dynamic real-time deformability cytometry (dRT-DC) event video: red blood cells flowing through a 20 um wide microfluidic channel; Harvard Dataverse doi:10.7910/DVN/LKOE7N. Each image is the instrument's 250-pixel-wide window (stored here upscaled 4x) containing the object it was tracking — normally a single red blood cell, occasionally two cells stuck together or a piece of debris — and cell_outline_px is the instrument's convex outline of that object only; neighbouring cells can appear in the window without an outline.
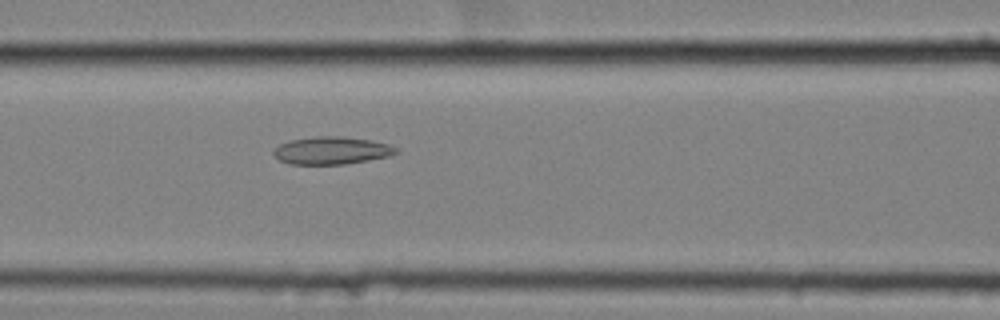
{"species": "common noctule bat (a hibernating species)", "species_latin": "Nyctalus noctula", "temperature_condition": "cold", "stored_images_in_passage": 45, "camera_frame_rate_fps": 3000, "um_per_image_px": 0.085, "animal": {"sex": "female", "body_mass_g": 25.1}, "frame": {"image": 1, "passage_image": 13, "time_ms": 4.0, "image_size_px": [1000, 320], "cell_outline_px": [[400, 152], [388, 156], [344, 164], [288, 164], [280, 160], [272, 152], [280, 144], [288, 140], [316, 136], [340, 136], [372, 140], [388, 144], [396, 148]], "centroid_in_image_um": [28.18, 12.78], "position_along_channel_um": 138.4, "area_um2": 19.59}}
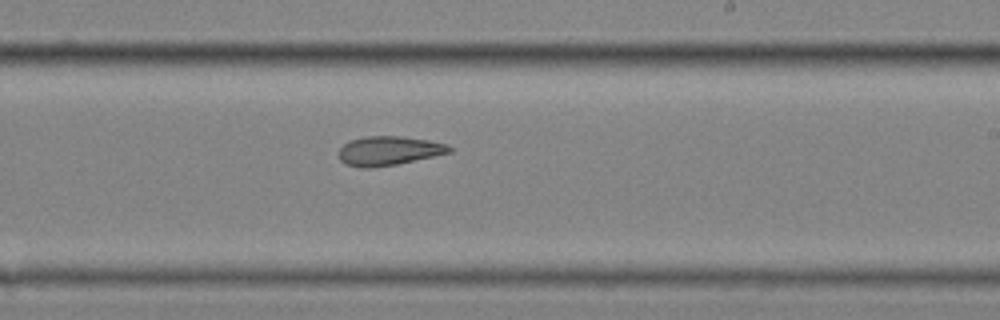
{"frame": {"image": 2, "passage_image": 23, "time_ms": 7.333, "image_size_px": [1000, 320], "cell_outline_px": [[452, 152], [396, 164], [372, 168], [360, 168], [344, 164], [340, 160], [336, 152], [348, 140], [368, 136], [400, 136], [428, 140], [448, 144], [452, 148]], "centroid_in_image_um": [32.99, 12.82], "position_along_channel_um": 256.0, "area_um2": 18.96}}
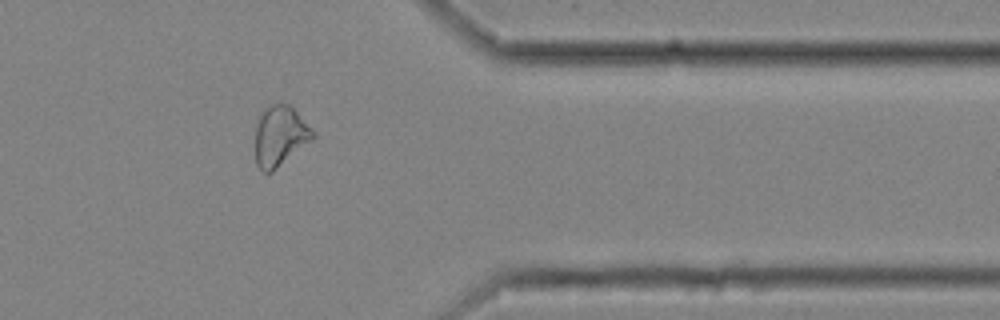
{"frame": {"image": 3, "passage_image": 35, "time_ms": 11.333, "image_size_px": [1000, 320], "cell_outline_px": [[316, 136], [312, 140], [272, 172], [264, 172], [256, 164], [256, 124], [260, 116], [272, 104], [288, 104], [316, 132]], "centroid_in_image_um": [23.82, 11.58], "position_along_channel_um": 387.6, "area_um2": 19.83}}